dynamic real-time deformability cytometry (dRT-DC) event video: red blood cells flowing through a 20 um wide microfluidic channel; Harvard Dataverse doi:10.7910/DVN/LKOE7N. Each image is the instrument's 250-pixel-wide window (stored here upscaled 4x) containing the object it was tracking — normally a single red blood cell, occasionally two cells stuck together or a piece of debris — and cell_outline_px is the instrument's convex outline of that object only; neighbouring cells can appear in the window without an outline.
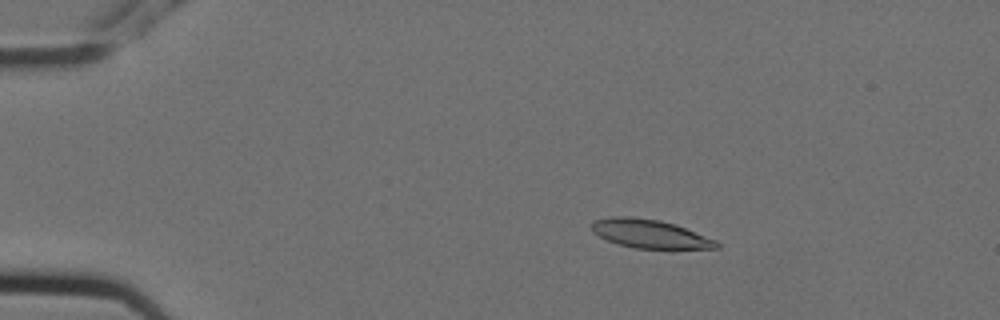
{"species": "Egyptian fruit bat (a non-hibernating species)", "species_latin": "Rousettus aegyptiacus", "temperature_condition": "cold", "stored_images_in_passage": 5, "camera_frame_rate_fps": 3000, "um_per_image_px": 0.085, "animal": {"sex": "female"}, "frame": {"image": 1, "passage_image": 3, "time_ms": 0.667, "image_size_px": [1000, 320], "cell_outline_px": [[720, 248], [636, 248], [616, 244], [592, 232], [592, 224], [596, 220], [612, 216], [628, 216], [660, 220], [676, 224], [716, 240], [720, 244]], "centroid_in_image_um": [55.24, 19.87], "position_along_channel_um": 29.8, "area_um2": 20.63}}